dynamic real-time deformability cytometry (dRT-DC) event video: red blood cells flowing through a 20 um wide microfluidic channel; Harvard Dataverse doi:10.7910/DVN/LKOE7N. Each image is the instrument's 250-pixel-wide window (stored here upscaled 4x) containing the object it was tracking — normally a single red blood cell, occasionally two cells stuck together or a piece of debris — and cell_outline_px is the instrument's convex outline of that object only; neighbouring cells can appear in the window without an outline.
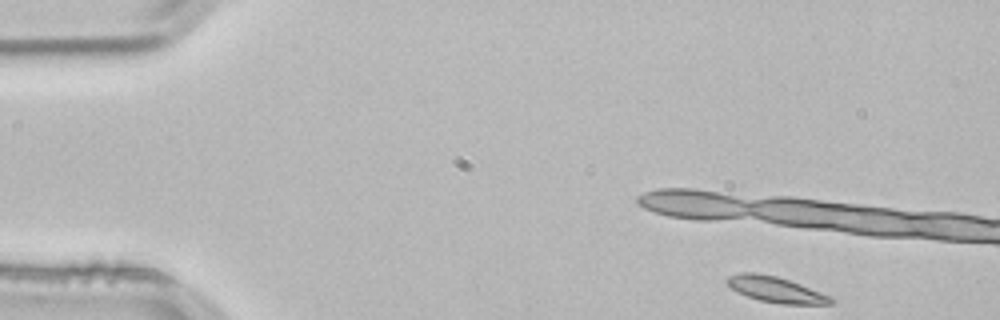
{"species": "common noctule bat (a hibernating species)", "species_latin": "Nyctalus noctula", "temperature_condition": "room temperature", "stored_images_in_passage": 12, "camera_frame_rate_fps": 3000, "um_per_image_px": 0.085, "animal": {"sex": "male", "body_mass_g": 21.5, "forearm_length_mm": 52.0}, "frame": {"image": 1, "passage_image": 1, "time_ms": 0.0, "image_size_px": [1000, 320], "cell_outline_px": [[836, 300], [832, 304], [780, 304], [760, 300], [736, 292], [724, 280], [728, 276], [740, 272], [756, 272], [776, 276], [800, 284], [820, 292]], "centroid_in_image_um": [65.91, 24.6], "position_along_channel_um": 19.1, "area_um2": 15.49}}